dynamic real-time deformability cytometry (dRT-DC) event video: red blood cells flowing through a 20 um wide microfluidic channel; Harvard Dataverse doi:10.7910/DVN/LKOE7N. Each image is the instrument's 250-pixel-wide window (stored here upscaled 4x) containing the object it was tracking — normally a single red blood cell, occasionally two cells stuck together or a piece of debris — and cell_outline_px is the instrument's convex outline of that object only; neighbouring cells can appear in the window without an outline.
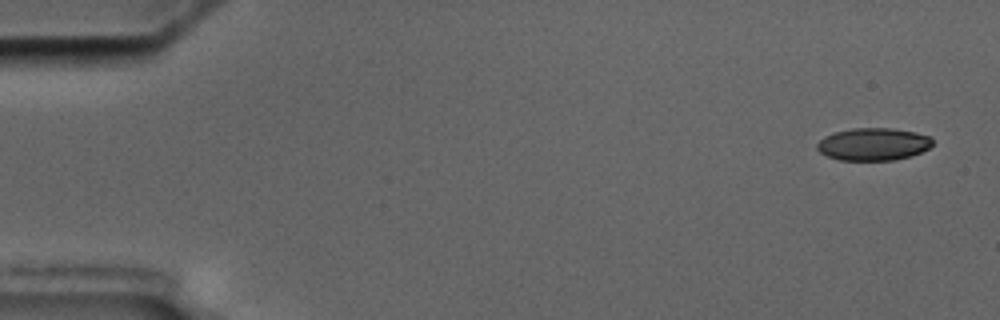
{"species": "common noctule bat (a hibernating species)", "species_latin": "Nyctalus noctula", "temperature_condition": "cold", "stored_images_in_passage": 2, "camera_frame_rate_fps": 3000, "um_per_image_px": 0.085, "animal": {"sex": "male", "body_mass_g": 17.5, "forearm_length_mm": 52.3}, "frame": {"image": 1, "passage_image": 1, "time_ms": 0.0, "image_size_px": [1000, 320], "cell_outline_px": [[932, 144], [928, 148], [920, 152], [908, 156], [892, 160], [840, 160], [828, 156], [820, 152], [816, 148], [816, 144], [824, 136], [832, 132], [852, 128], [892, 128], [916, 132], [932, 136]], "centroid_in_image_um": [74.21, 12.24], "position_along_channel_um": 10.8, "area_um2": 21.91}}